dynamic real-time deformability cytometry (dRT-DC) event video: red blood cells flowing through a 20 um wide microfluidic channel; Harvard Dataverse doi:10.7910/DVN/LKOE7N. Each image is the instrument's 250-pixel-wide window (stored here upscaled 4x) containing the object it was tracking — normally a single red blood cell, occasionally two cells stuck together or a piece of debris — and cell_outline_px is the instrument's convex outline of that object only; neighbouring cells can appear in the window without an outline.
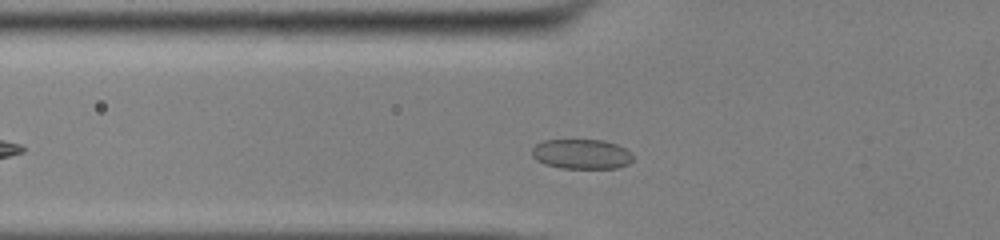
{"species": "common noctule bat (a hibernating species)", "species_latin": "Nyctalus noctula", "temperature_condition": "cold", "stored_images_in_passage": 39, "camera_frame_rate_fps": 3000, "um_per_image_px": 0.085, "animal": {"sex": "male", "body_mass_g": 13.0, "forearm_length_mm": 53.1}, "frame": {"image": 1, "passage_image": 8, "time_ms": 2.333, "image_size_px": [1000, 240], "cell_outline_px": [[632, 160], [628, 164], [620, 168], [560, 168], [544, 164], [536, 160], [532, 156], [532, 148], [536, 144], [544, 140], [604, 140], [616, 144], [624, 148], [632, 156]], "centroid_in_image_um": [49.4, 13.1], "position_along_channel_um": 76.4, "area_um2": 17.57}}
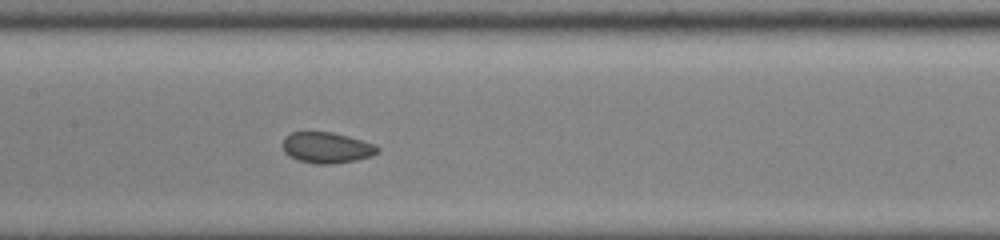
{"frame": {"image": 2, "passage_image": 16, "time_ms": 5.0, "image_size_px": [1000, 240], "cell_outline_px": [[380, 148], [372, 156], [356, 160], [332, 164], [316, 164], [300, 160], [288, 156], [284, 152], [284, 136], [292, 132], [332, 132], [348, 136], [372, 144]], "centroid_in_image_um": [27.75, 12.55], "position_along_channel_um": 179.7, "area_um2": 16.88}}
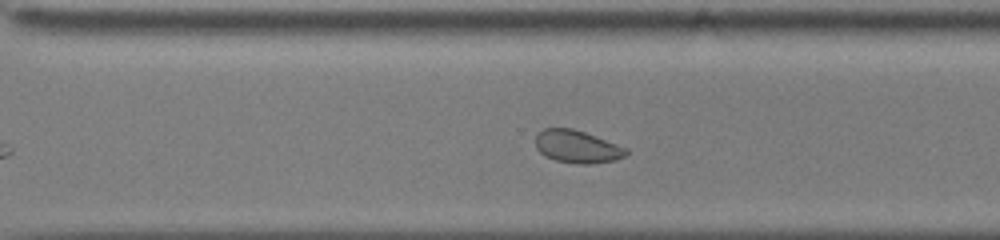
{"frame": {"image": 3, "passage_image": 27, "time_ms": 8.667, "image_size_px": [1000, 240], "cell_outline_px": [[628, 152], [624, 156], [612, 160], [592, 164], [580, 164], [556, 160], [544, 156], [536, 148], [536, 136], [544, 128], [572, 128], [584, 132], [628, 148]], "centroid_in_image_um": [49.04, 12.46], "position_along_channel_um": 321.6, "area_um2": 17.05}, "authors_computed_cell_mechanics": {"area_um2": 17.9758, "velocity_mm_per_s": 3.8783, "shape_relaxation_time_tau1_ms": 8.3862, "shape_relaxation_time_tau2_ms": 1.9131, "deformation_change_tau1": 0.0552, "deformation_change_tau2": 0.0438}}